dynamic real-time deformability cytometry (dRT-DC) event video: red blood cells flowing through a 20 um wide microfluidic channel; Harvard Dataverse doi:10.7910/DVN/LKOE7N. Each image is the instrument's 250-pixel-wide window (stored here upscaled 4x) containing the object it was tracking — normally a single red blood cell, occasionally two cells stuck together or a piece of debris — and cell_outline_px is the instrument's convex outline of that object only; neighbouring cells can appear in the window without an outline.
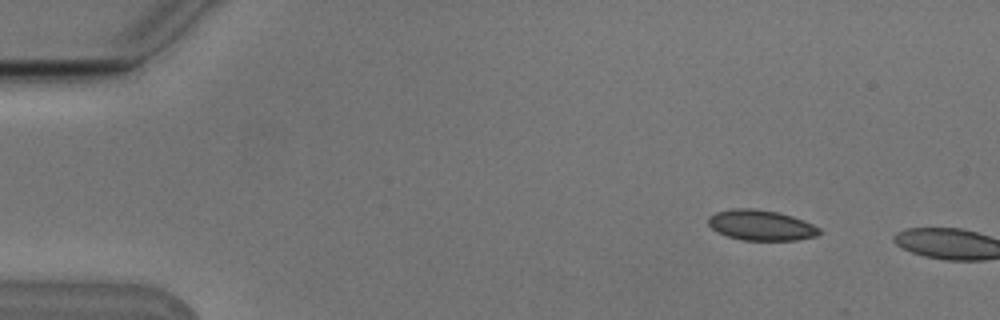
{"species": "Egyptian fruit bat (a non-hibernating species)", "species_latin": "Rousettus aegyptiacus", "temperature_condition": "cold", "stored_images_in_passage": 3, "camera_frame_rate_fps": 3000, "um_per_image_px": 0.085, "animal": {"sex": "male"}, "frame": {"image": 1, "passage_image": 2, "time_ms": 0.333, "image_size_px": [1000, 320], "cell_outline_px": [[820, 232], [816, 236], [796, 240], [744, 240], [728, 236], [712, 228], [708, 224], [708, 216], [716, 212], [736, 208], [752, 208], [776, 212], [792, 216], [804, 220], [820, 228]], "centroid_in_image_um": [64.69, 19.14], "position_along_channel_um": 20.3, "area_um2": 19.48}}